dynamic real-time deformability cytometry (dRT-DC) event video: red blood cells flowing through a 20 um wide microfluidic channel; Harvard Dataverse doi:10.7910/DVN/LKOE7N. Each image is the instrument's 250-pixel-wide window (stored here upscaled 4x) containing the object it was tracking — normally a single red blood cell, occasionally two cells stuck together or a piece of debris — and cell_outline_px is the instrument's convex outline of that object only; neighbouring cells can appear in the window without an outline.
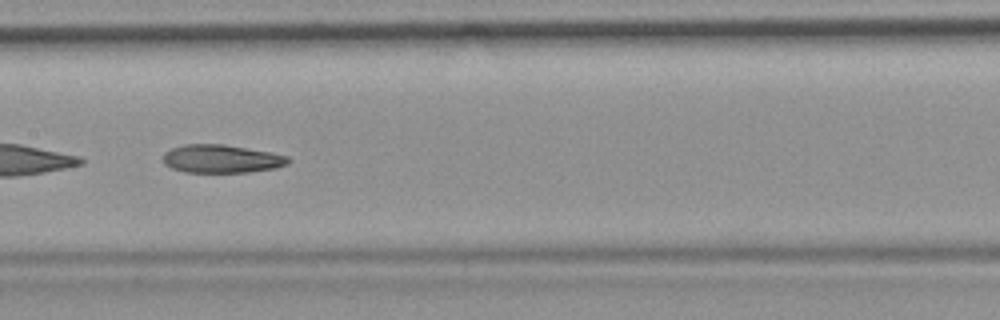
{"species": "common noctule bat (a hibernating species)", "species_latin": "Nyctalus noctula", "temperature_condition": "room temperature", "stored_images_in_passage": 36, "camera_frame_rate_fps": 3000, "um_per_image_px": 0.085, "animal": {"sex": "female", "body_mass_g": 19.9}, "frame": {"image": 1, "passage_image": 11, "time_ms": 3.333, "image_size_px": [1000, 320], "cell_outline_px": [[292, 160], [288, 164], [276, 168], [248, 172], [184, 172], [172, 168], [164, 164], [164, 152], [172, 148], [184, 144], [224, 144], [272, 152], [288, 156]], "centroid_in_image_um": [18.86, 13.49], "position_along_channel_um": 188.5, "area_um2": 20.69}, "authors_computed_cell_mechanics": {"area_um2": 21.2993, "velocity_mm_per_s": 3.7243, "shape_relaxation_time_tau1_ms": null, "shape_relaxation_time_tau2_ms": 10.6291, "deformation_change_tau1": null, "deformation_change_tau2": 0.2052}}